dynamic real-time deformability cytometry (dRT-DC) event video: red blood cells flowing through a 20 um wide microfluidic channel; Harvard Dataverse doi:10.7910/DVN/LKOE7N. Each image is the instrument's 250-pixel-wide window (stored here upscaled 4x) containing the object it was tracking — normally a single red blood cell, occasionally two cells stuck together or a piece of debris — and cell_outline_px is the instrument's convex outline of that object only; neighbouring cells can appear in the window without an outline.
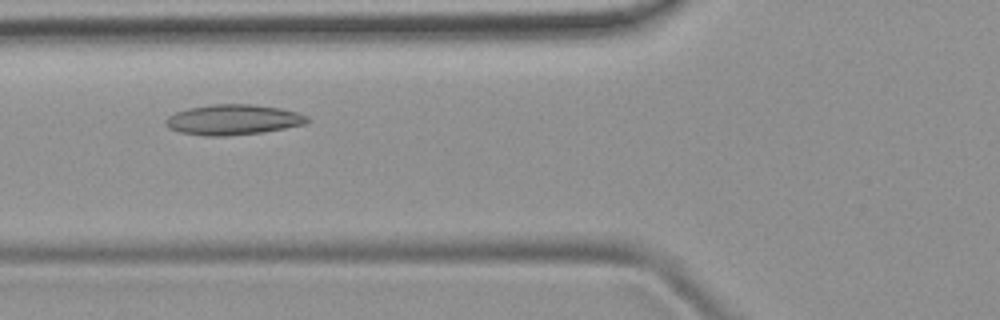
{"species": "common noctule bat (a hibernating species)", "species_latin": "Nyctalus noctula", "temperature_condition": "room temperature", "stored_images_in_passage": 7, "camera_frame_rate_fps": 3000, "um_per_image_px": 0.085, "animal": {"sex": "female", "body_mass_g": 19.9}, "frame": {"image": 1, "passage_image": 4, "time_ms": 3.333, "image_size_px": [1000, 320], "cell_outline_px": [[312, 120], [304, 124], [264, 132], [228, 136], [204, 136], [180, 132], [168, 128], [164, 124], [164, 120], [168, 116], [176, 112], [188, 108], [212, 104], [252, 104], [280, 108], [296, 112], [308, 116]], "centroid_in_image_um": [19.8, 10.18], "position_along_channel_um": 106.0, "area_um2": 25.2}}
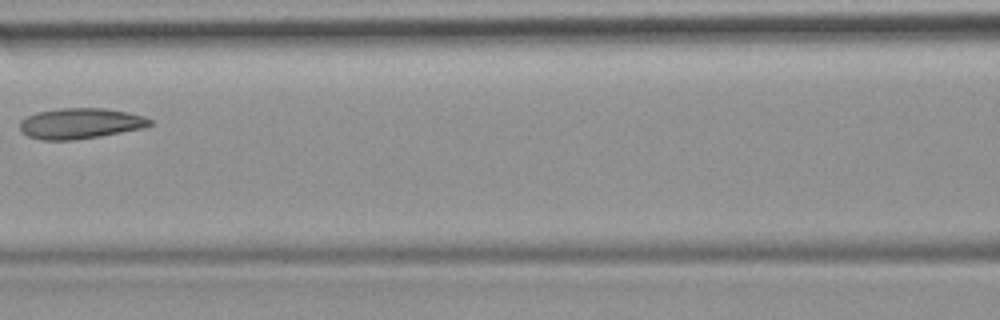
{"frame": {"image": 2, "passage_image": 5, "time_ms": 4.667, "image_size_px": [1000, 320], "cell_outline_px": [[152, 124], [144, 128], [100, 136], [76, 140], [40, 140], [28, 136], [20, 128], [20, 120], [36, 112], [60, 108], [104, 108], [128, 112], [144, 116], [152, 120]], "centroid_in_image_um": [6.84, 10.49], "position_along_channel_um": 159.8, "area_um2": 23.29}}
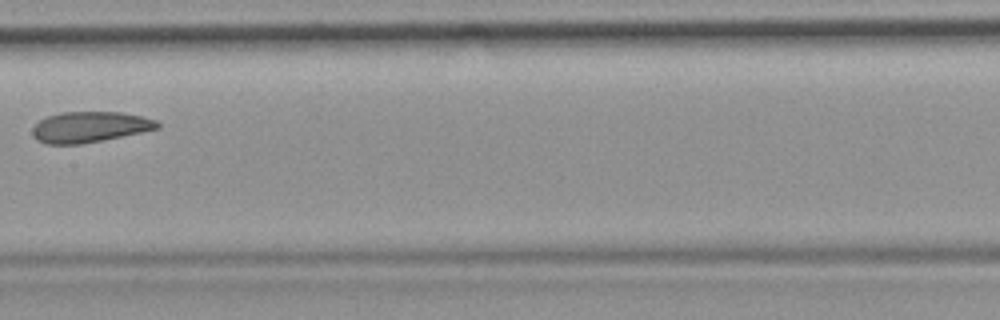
{"frame": {"image": 3, "passage_image": 6, "time_ms": 5.667, "image_size_px": [1000, 320], "cell_outline_px": [[160, 128], [80, 144], [44, 144], [36, 140], [32, 132], [32, 128], [40, 120], [48, 116], [60, 112], [120, 112], [140, 116], [156, 120], [160, 124]], "centroid_in_image_um": [7.59, 10.79], "position_along_channel_um": 199.8, "area_um2": 22.14}}